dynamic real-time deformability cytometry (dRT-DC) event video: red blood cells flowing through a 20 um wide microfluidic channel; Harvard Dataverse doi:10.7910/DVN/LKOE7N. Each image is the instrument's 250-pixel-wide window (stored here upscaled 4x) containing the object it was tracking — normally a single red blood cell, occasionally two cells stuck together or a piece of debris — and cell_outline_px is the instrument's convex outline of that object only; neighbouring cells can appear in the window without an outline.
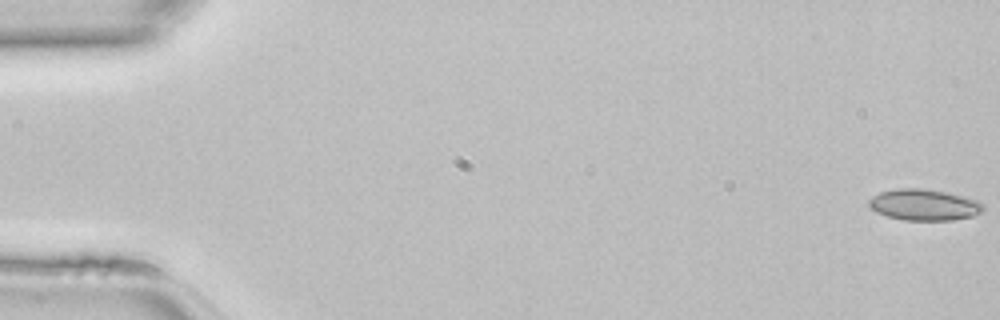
{"species": "common noctule bat (a hibernating species)", "species_latin": "Nyctalus noctula", "temperature_condition": "room temperature", "stored_images_in_passage": 47, "camera_frame_rate_fps": 3000, "um_per_image_px": 0.085, "animal": {"sex": "female", "body_mass_g": 22.7, "forearm_length_mm": 54.2}, "frame": {"image": 1, "passage_image": 1, "time_ms": 0.0, "image_size_px": [1000, 320], "cell_outline_px": [[984, 208], [980, 212], [972, 216], [952, 220], [904, 220], [888, 216], [876, 212], [868, 208], [868, 200], [872, 196], [880, 192], [900, 188], [920, 188], [948, 192], [976, 200], [984, 204]], "centroid_in_image_um": [78.51, 17.4], "position_along_channel_um": 6.5, "area_um2": 20.81}}
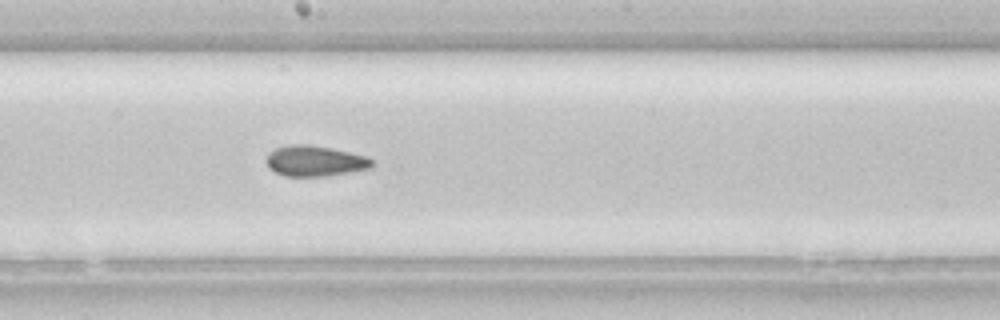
{"frame": {"image": 2, "passage_image": 26, "time_ms": 8.333, "image_size_px": [1000, 320], "cell_outline_px": [[376, 164], [372, 168], [324, 176], [284, 176], [268, 168], [264, 160], [268, 152], [276, 148], [288, 144], [308, 144], [332, 148], [368, 156]], "centroid_in_image_um": [26.75, 13.67], "position_along_channel_um": 221.4, "area_um2": 19.19}}
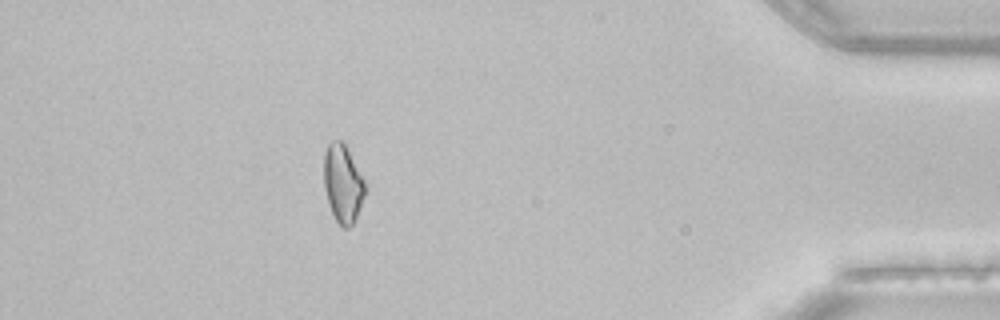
{"frame": {"image": 3, "passage_image": 42, "time_ms": 13.667, "image_size_px": [1000, 320], "cell_outline_px": [[368, 188], [356, 216], [352, 224], [348, 228], [344, 228], [336, 220], [328, 204], [324, 188], [324, 152], [328, 144], [332, 140], [340, 140], [344, 144], [364, 180]], "centroid_in_image_um": [29.13, 15.61], "position_along_channel_um": 406.1, "area_um2": 18.55}}